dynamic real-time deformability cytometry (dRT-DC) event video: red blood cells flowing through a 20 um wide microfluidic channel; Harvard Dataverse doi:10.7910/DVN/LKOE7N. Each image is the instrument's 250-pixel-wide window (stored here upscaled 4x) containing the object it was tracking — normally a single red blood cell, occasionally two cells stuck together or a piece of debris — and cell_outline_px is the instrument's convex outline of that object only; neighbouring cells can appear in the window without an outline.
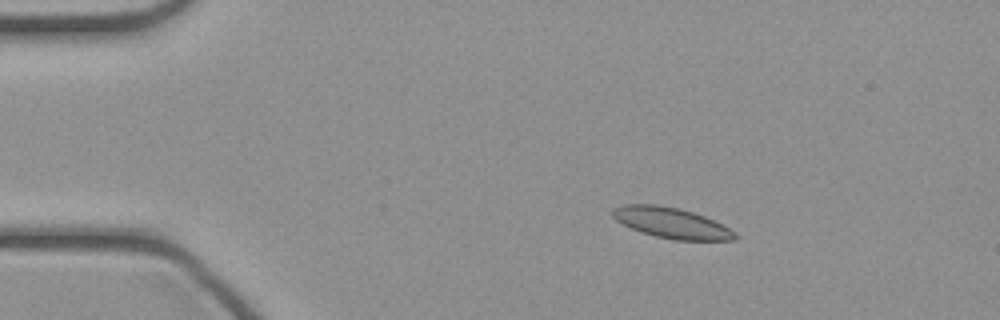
{"species": "common noctule bat (a hibernating species)", "species_latin": "Nyctalus noctula", "temperature_condition": "cold", "stored_images_in_passage": 45, "camera_frame_rate_fps": 3000, "um_per_image_px": 0.085, "animal": {"sex": "female", "body_mass_g": 21.9}, "frame": {"image": 1, "passage_image": 7, "time_ms": 2.0, "image_size_px": [1000, 320], "cell_outline_px": [[740, 236], [736, 240], [676, 240], [656, 236], [640, 232], [616, 220], [612, 216], [612, 208], [620, 204], [660, 204], [680, 208], [704, 216], [736, 232]], "centroid_in_image_um": [57.06, 18.93], "position_along_channel_um": 27.9, "area_um2": 21.91}}
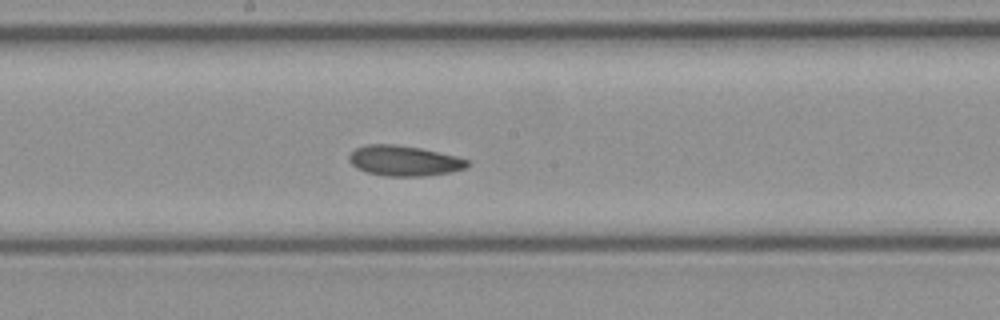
{"frame": {"image": 2, "passage_image": 24, "time_ms": 7.667, "image_size_px": [1000, 320], "cell_outline_px": [[468, 164], [464, 168], [448, 172], [424, 176], [388, 176], [368, 172], [356, 168], [348, 160], [348, 156], [356, 148], [364, 144], [396, 144], [420, 148], [456, 156], [468, 160]], "centroid_in_image_um": [34.3, 13.65], "position_along_channel_um": 213.9, "area_um2": 20.69}}
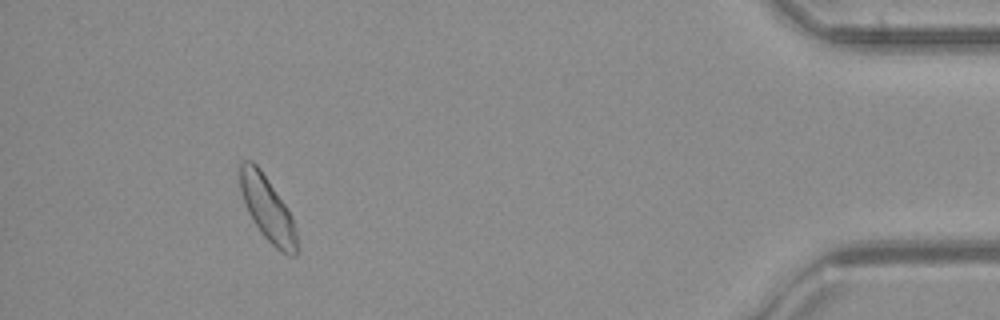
{"frame": {"image": 3, "passage_image": 42, "time_ms": 13.667, "image_size_px": [1000, 320], "cell_outline_px": [[300, 248], [296, 256], [288, 256], [276, 248], [260, 232], [248, 212], [244, 204], [240, 192], [240, 164], [244, 160], [252, 160], [260, 168], [292, 216], [296, 228]], "centroid_in_image_um": [22.76, 17.8], "position_along_channel_um": 412.4, "area_um2": 21.56}}